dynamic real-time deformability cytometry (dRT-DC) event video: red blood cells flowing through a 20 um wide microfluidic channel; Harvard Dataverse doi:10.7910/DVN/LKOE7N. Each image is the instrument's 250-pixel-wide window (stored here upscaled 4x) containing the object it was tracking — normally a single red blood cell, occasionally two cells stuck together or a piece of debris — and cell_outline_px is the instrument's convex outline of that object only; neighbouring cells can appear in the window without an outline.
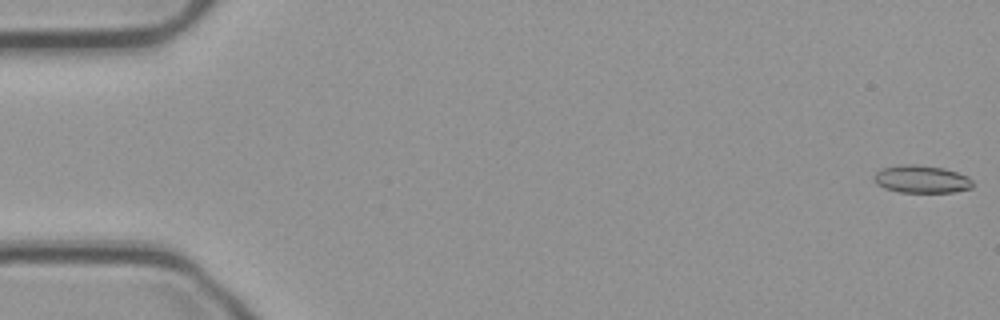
{"species": "common noctule bat (a hibernating species)", "species_latin": "Nyctalus noctula", "temperature_condition": "cold", "stored_images_in_passage": 55, "camera_frame_rate_fps": 3000, "um_per_image_px": 0.085, "animal": {"sex": "male", "body_mass_g": 23.1, "forearm_length_mm": 52.7}, "frame": {"image": 1, "passage_image": 1, "time_ms": 0.0, "image_size_px": [1000, 320], "cell_outline_px": [[972, 188], [952, 192], [900, 192], [884, 188], [876, 184], [872, 176], [880, 168], [904, 164], [916, 164], [944, 168], [968, 176], [972, 180]], "centroid_in_image_um": [78.29, 15.22], "position_along_channel_um": 6.7, "area_um2": 16.01}}
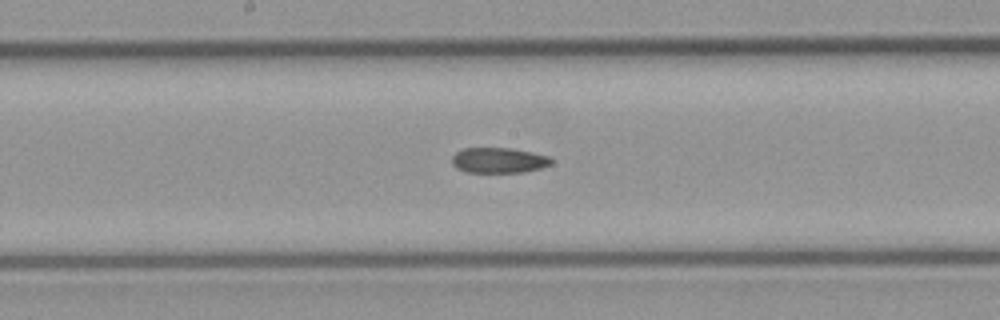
{"frame": {"image": 2, "passage_image": 29, "time_ms": 9.333, "image_size_px": [1000, 320], "cell_outline_px": [[552, 164], [540, 168], [524, 172], [464, 172], [456, 168], [452, 164], [452, 156], [456, 152], [464, 148], [512, 148], [532, 152], [548, 156], [552, 160]], "centroid_in_image_um": [42.37, 13.62], "position_along_channel_um": 205.8, "area_um2": 14.74}}
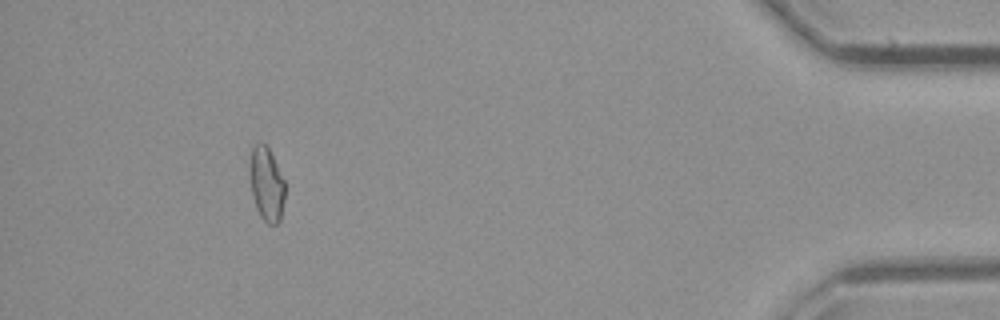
{"frame": {"image": 3, "passage_image": 51, "time_ms": 16.667, "image_size_px": [1000, 320], "cell_outline_px": [[284, 200], [280, 220], [276, 224], [268, 224], [260, 216], [256, 208], [252, 196], [248, 176], [248, 164], [252, 144], [256, 140], [260, 140], [268, 148], [284, 180]], "centroid_in_image_um": [22.59, 15.59], "position_along_channel_um": 412.6, "area_um2": 15.61}}